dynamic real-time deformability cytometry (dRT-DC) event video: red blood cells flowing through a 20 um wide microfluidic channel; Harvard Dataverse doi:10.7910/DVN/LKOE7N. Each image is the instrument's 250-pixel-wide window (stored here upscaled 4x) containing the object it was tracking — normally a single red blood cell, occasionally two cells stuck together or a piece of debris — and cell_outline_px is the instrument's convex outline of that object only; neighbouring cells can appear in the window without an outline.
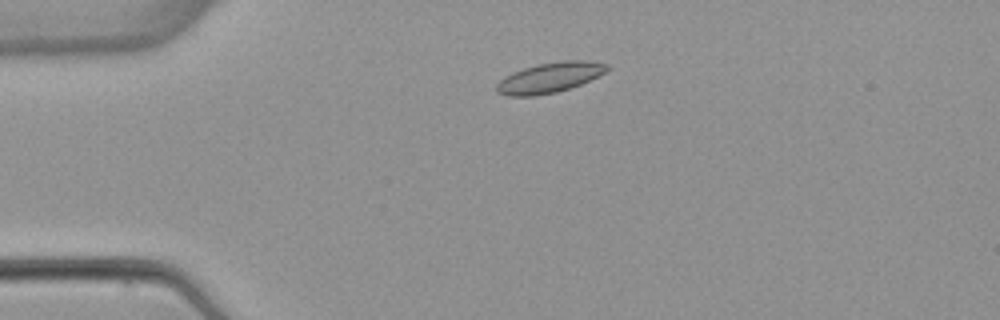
{"species": "common noctule bat (a hibernating species)", "species_latin": "Nyctalus noctula", "temperature_condition": "warm", "stored_images_in_passage": 3, "camera_frame_rate_fps": 3000, "um_per_image_px": 0.085, "animal": {"sex": "female", "body_mass_g": 22.7, "forearm_length_mm": 54.2}, "frame": {"image": 1, "passage_image": 2, "time_ms": 1.667, "image_size_px": [1000, 320], "cell_outline_px": [[608, 68], [604, 72], [580, 84], [556, 92], [532, 96], [508, 96], [496, 92], [496, 84], [504, 76], [512, 72], [524, 68], [540, 64], [560, 60], [588, 60], [608, 64]], "centroid_in_image_um": [46.67, 6.59], "position_along_channel_um": 38.3, "area_um2": 19.25}}